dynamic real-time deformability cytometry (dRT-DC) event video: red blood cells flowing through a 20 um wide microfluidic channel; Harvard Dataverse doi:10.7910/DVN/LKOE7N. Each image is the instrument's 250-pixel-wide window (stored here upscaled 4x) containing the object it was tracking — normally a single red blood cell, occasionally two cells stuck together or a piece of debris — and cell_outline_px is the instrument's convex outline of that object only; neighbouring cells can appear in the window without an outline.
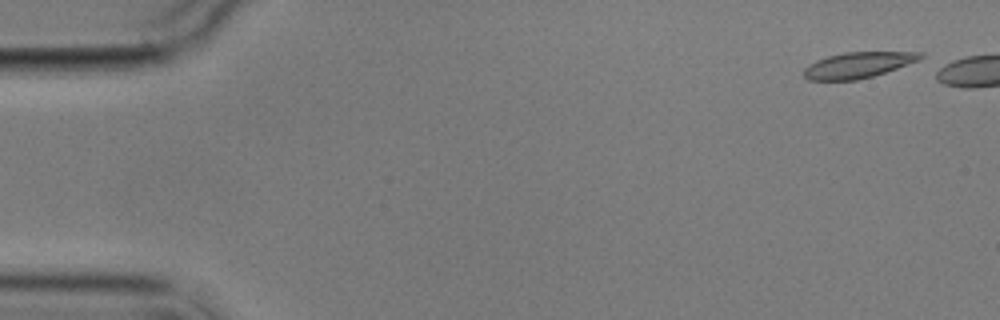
{"species": "common noctule bat (a hibernating species)", "species_latin": "Nyctalus noctula", "temperature_condition": "cold", "stored_images_in_passage": 5, "camera_frame_rate_fps": 3000, "um_per_image_px": 0.085, "animal": {"sex": "male", "body_mass_g": 17.9}, "frame": {"image": 1, "passage_image": 1, "time_ms": 0.0, "image_size_px": [1000, 320], "cell_outline_px": [[924, 56], [920, 60], [872, 76], [856, 80], [808, 80], [804, 76], [804, 68], [816, 60], [828, 56], [844, 52], [924, 52]], "centroid_in_image_um": [72.94, 5.52], "position_along_channel_um": 12.1, "area_um2": 17.4}}